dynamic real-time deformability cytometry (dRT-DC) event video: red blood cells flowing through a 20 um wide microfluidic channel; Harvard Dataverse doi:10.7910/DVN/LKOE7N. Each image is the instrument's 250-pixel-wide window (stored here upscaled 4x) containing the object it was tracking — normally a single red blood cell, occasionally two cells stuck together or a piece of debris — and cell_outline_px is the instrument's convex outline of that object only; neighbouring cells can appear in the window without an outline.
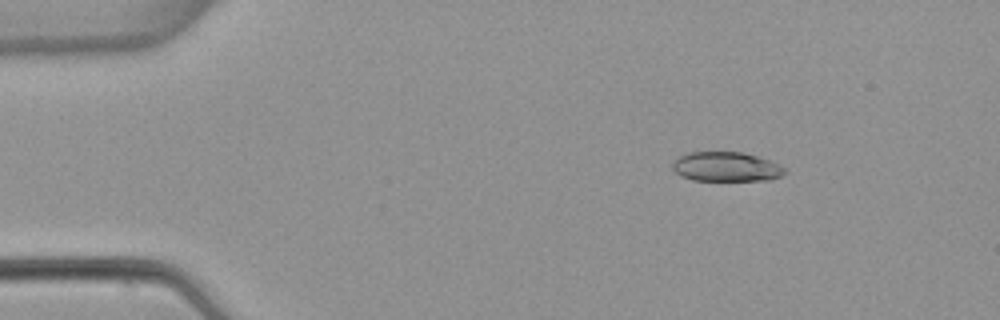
{"species": "common noctule bat (a hibernating species)", "species_latin": "Nyctalus noctula", "temperature_condition": "warm", "stored_images_in_passage": 5, "camera_frame_rate_fps": 3000, "um_per_image_px": 0.085, "animal": {"sex": "female", "body_mass_g": 22.7, "forearm_length_mm": 54.2}, "frame": {"image": 1, "passage_image": 2, "time_ms": 2.333, "image_size_px": [1000, 320], "cell_outline_px": [[788, 172], [772, 180], [692, 180], [680, 176], [672, 168], [672, 164], [680, 156], [688, 152], [744, 152], [768, 160], [784, 168]], "centroid_in_image_um": [61.72, 14.18], "position_along_channel_um": 23.3, "area_um2": 19.19}}
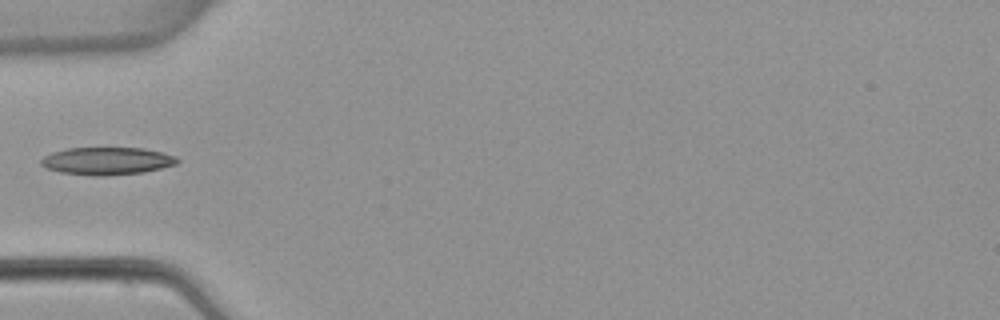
{"frame": {"image": 2, "passage_image": 5, "time_ms": 5.667, "image_size_px": [1000, 320], "cell_outline_px": [[180, 160], [176, 164], [144, 172], [104, 176], [92, 176], [60, 172], [44, 168], [40, 164], [40, 160], [44, 156], [52, 152], [68, 148], [144, 148], [176, 156]], "centroid_in_image_um": [9.06, 13.69], "position_along_channel_um": 75.9, "area_um2": 21.96}}